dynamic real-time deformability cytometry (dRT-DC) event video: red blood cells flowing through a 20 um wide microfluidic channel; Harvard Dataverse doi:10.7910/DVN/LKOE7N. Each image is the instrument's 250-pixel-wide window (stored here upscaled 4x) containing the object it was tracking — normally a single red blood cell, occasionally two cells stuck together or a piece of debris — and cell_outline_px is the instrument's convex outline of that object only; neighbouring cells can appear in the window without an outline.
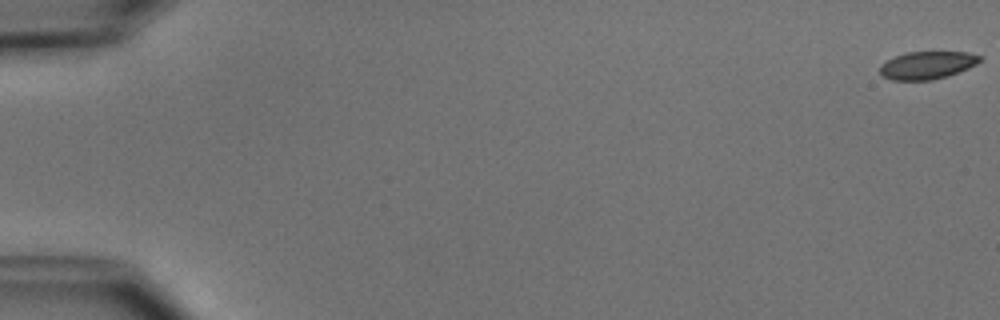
{"species": "common noctule bat (a hibernating species)", "species_latin": "Nyctalus noctula", "temperature_condition": "cold", "stored_images_in_passage": 3, "camera_frame_rate_fps": 3000, "um_per_image_px": 0.085, "animal": {"sex": "male", "body_mass_g": 15.6}, "frame": {"image": 1, "passage_image": 1, "time_ms": 0.0, "image_size_px": [1000, 320], "cell_outline_px": [[984, 56], [976, 64], [968, 68], [948, 76], [932, 80], [892, 80], [880, 76], [880, 64], [904, 52], [968, 52]], "centroid_in_image_um": [78.8, 5.54], "position_along_channel_um": 6.2, "area_um2": 16.24}}